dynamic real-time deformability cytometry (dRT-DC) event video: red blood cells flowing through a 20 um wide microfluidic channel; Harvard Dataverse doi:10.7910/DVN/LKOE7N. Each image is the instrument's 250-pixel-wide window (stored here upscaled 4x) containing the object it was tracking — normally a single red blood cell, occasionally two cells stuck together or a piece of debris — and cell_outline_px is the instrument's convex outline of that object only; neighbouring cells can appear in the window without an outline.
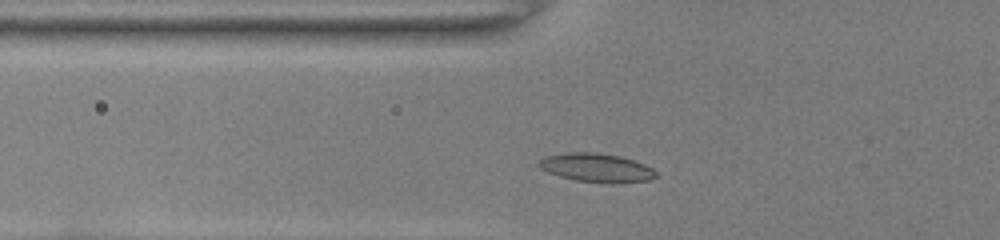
{"species": "common noctule bat (a hibernating species)", "species_latin": "Nyctalus noctula", "temperature_condition": "room temperature", "stored_images_in_passage": 31, "camera_frame_rate_fps": 3000, "um_per_image_px": 0.085, "animal": {"sex": "female", "body_mass_g": 22.0, "forearm_length_mm": 56.7}, "frame": {"image": 1, "passage_image": 4, "time_ms": 1.0, "image_size_px": [1000, 240], "cell_outline_px": [[656, 176], [648, 180], [612, 184], [608, 184], [576, 180], [560, 176], [548, 172], [540, 168], [540, 160], [544, 156], [568, 152], [596, 152], [620, 156], [644, 164], [652, 168], [656, 172]], "centroid_in_image_um": [50.71, 14.26], "position_along_channel_um": 75.1, "area_um2": 19.54}}
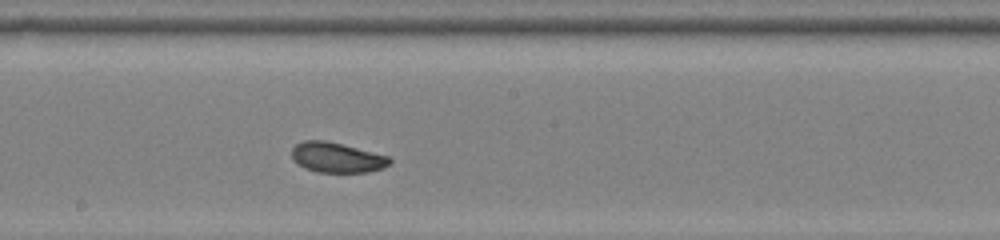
{"frame": {"image": 2, "passage_image": 15, "time_ms": 4.667, "image_size_px": [1000, 240], "cell_outline_px": [[392, 164], [368, 172], [316, 172], [304, 168], [296, 164], [292, 160], [292, 148], [296, 144], [304, 140], [324, 140], [388, 156], [392, 160]], "centroid_in_image_um": [28.59, 13.4], "position_along_channel_um": 219.6, "area_um2": 17.11}}
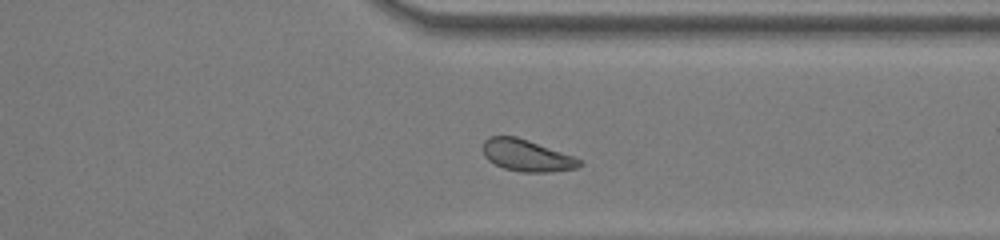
{"frame": {"image": 3, "passage_image": 26, "time_ms": 8.333, "image_size_px": [1000, 240], "cell_outline_px": [[584, 164], [576, 168], [552, 172], [520, 172], [504, 168], [488, 160], [484, 156], [484, 140], [492, 136], [516, 136], [528, 140], [572, 156], [580, 160]], "centroid_in_image_um": [44.77, 13.22], "position_along_channel_um": 366.6, "area_um2": 17.63}, "authors_computed_cell_mechanics": {"area_um2": 17.5712, "velocity_mm_per_s": 3.9848, "shape_relaxation_time_tau1_ms": 4.2788, "shape_relaxation_time_tau2_ms": 1.3863, "deformation_change_tau1": 0.1211, "deformation_change_tau2": 0.0509}}